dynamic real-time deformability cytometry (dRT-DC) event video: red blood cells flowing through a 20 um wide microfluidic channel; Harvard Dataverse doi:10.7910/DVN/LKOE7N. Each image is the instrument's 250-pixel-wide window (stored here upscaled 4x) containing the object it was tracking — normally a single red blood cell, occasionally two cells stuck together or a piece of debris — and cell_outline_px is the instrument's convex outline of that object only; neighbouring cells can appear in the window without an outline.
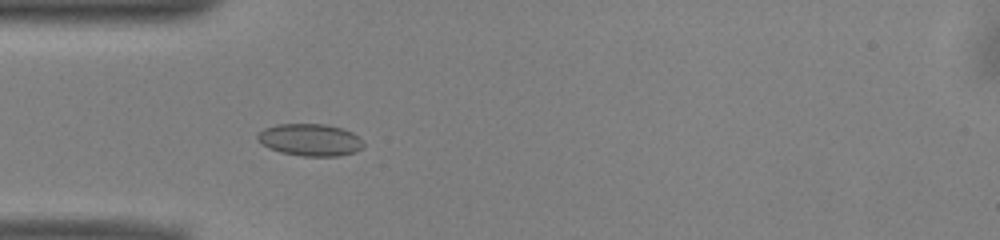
{"species": "common noctule bat (a hibernating species)", "species_latin": "Nyctalus noctula", "temperature_condition": "warm", "stored_images_in_passage": 37, "camera_frame_rate_fps": 3000, "um_per_image_px": 0.085, "animal": {"sex": "male", "body_mass_g": 13.0, "forearm_length_mm": 53.1}, "frame": {"image": 1, "passage_image": 1, "time_ms": 0.0, "image_size_px": [1000, 240], "cell_outline_px": [[364, 144], [360, 148], [352, 152], [340, 156], [304, 156], [280, 152], [268, 148], [256, 140], [256, 136], [264, 128], [276, 124], [328, 124], [352, 132]], "centroid_in_image_um": [26.3, 11.88], "position_along_channel_um": 58.7, "area_um2": 19.71}}
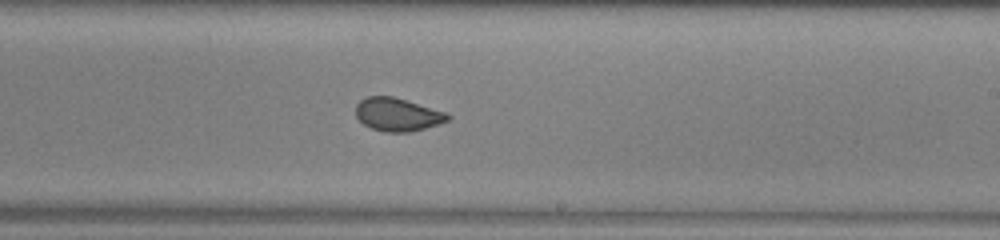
{"frame": {"image": 2, "passage_image": 16, "time_ms": 5.0, "image_size_px": [1000, 240], "cell_outline_px": [[452, 116], [448, 120], [424, 128], [408, 132], [384, 132], [372, 128], [364, 124], [356, 116], [356, 104], [360, 100], [368, 96], [392, 96], [444, 112]], "centroid_in_image_um": [33.74, 9.73], "position_along_channel_um": 255.3, "area_um2": 17.4}}
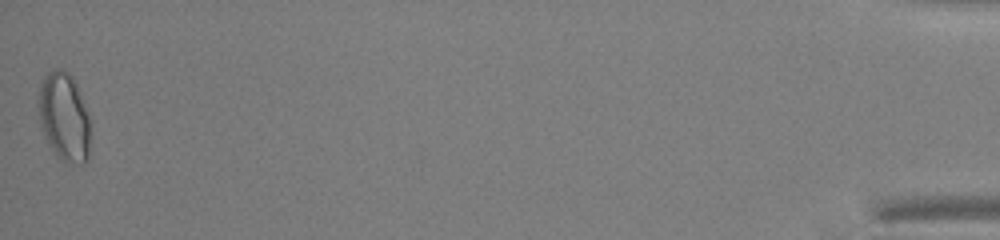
{"frame": {"image": 3, "passage_image": 37, "time_ms": 12.0, "image_size_px": [1000, 240], "cell_outline_px": [[92, 124], [88, 156], [84, 164], [68, 164], [56, 156], [48, 144], [40, 120], [36, 100], [40, 84], [44, 76], [48, 72], [56, 68], [60, 68], [68, 72], [72, 76], [80, 92], [92, 120]], "centroid_in_image_um": [5.48, 9.94], "position_along_channel_um": 429.7, "area_um2": 27.63}, "authors_computed_cell_mechanics": {"area_um2": 18.3804, "velocity_mm_per_s": 3.9763, "shape_relaxation_time_tau1_ms": null, "shape_relaxation_time_tau2_ms": 0.9188, "deformation_change_tau1": null, "deformation_change_tau2": 0.06}}